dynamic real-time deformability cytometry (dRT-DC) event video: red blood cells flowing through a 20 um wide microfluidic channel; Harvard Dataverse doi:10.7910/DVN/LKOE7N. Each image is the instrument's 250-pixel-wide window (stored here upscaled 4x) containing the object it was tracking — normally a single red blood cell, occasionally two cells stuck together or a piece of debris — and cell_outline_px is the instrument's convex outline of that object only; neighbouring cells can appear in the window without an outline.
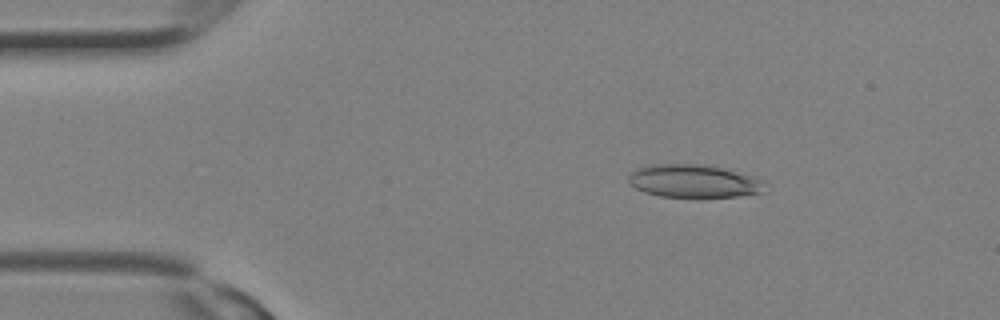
{"species": "Egyptian fruit bat (a non-hibernating species)", "species_latin": "Rousettus aegyptiacus", "temperature_condition": "room temperature", "stored_images_in_passage": 14, "camera_frame_rate_fps": 3000, "um_per_image_px": 0.085, "animal": {"sex": "female"}, "frame": {"image": 1, "passage_image": 5, "time_ms": 1.333, "image_size_px": [1000, 320], "cell_outline_px": [[760, 192], [736, 196], [660, 196], [644, 192], [636, 188], [628, 180], [628, 176], [636, 168], [652, 164], [704, 164], [720, 168], [748, 176], [760, 180]], "centroid_in_image_um": [58.81, 15.38], "position_along_channel_um": 26.2, "area_um2": 25.14}}
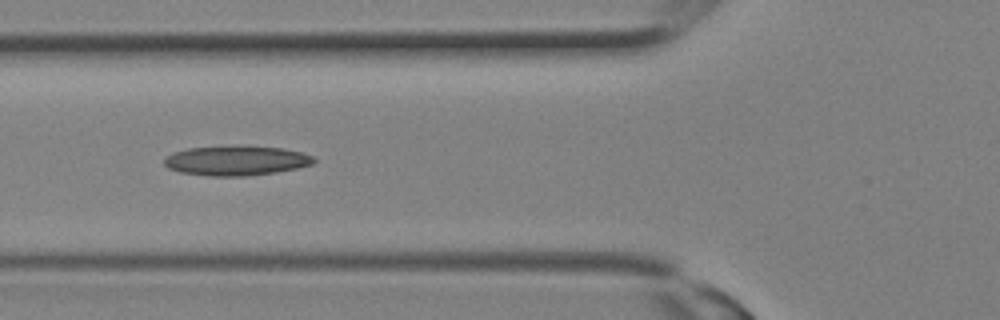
{"frame": {"image": 2, "passage_image": 11, "time_ms": 3.333, "image_size_px": [1000, 320], "cell_outline_px": [[316, 160], [312, 164], [296, 168], [272, 172], [244, 176], [208, 176], [180, 172], [168, 168], [164, 164], [164, 160], [172, 152], [188, 148], [284, 148], [300, 152], [312, 156]], "centroid_in_image_um": [20.04, 13.69], "position_along_channel_um": 105.8, "area_um2": 24.8}}
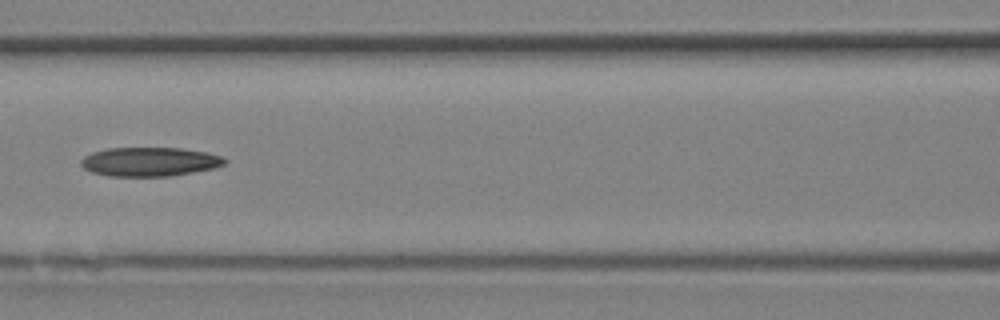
{"frame": {"image": 3, "passage_image": 13, "time_ms": 4.0, "image_size_px": [1000, 320], "cell_outline_px": [[228, 160], [224, 164], [216, 168], [168, 176], [108, 176], [92, 172], [84, 168], [80, 164], [80, 160], [84, 156], [92, 152], [108, 148], [180, 148], [208, 152], [220, 156]], "centroid_in_image_um": [12.71, 13.74], "position_along_channel_um": 153.9, "area_um2": 24.33}}